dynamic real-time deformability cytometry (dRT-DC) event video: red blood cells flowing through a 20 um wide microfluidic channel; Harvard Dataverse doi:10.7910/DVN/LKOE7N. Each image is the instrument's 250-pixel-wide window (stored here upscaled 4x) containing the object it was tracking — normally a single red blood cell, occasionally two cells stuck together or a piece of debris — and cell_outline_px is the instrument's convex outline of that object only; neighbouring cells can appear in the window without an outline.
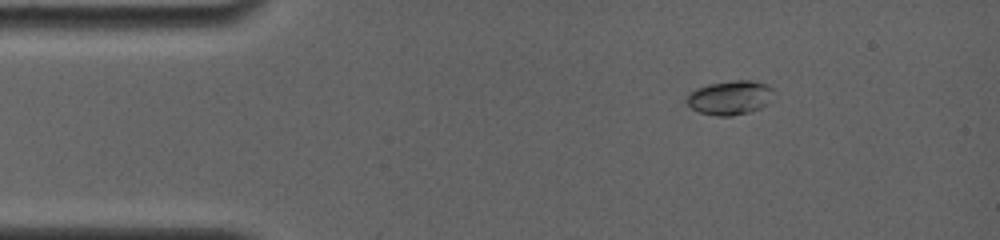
{"species": "common noctule bat (a hibernating species)", "species_latin": "Nyctalus noctula", "temperature_condition": "room temperature", "stored_images_in_passage": 5, "camera_frame_rate_fps": 4000, "um_per_image_px": 0.085, "animal": {"sex": "female", "body_mass_g": 19.0, "forearm_length_mm": 56.7}, "frame": {"image": 1, "passage_image": 1, "time_ms": 0.0, "image_size_px": [1000, 240], "cell_outline_px": [[776, 92], [760, 108], [728, 116], [720, 116], [700, 112], [692, 108], [684, 100], [684, 96], [688, 92], [696, 88], [708, 84], [736, 80], [752, 80], [764, 84], [772, 88]], "centroid_in_image_um": [61.98, 8.27], "position_along_channel_um": 23.0, "area_um2": 17.11}}